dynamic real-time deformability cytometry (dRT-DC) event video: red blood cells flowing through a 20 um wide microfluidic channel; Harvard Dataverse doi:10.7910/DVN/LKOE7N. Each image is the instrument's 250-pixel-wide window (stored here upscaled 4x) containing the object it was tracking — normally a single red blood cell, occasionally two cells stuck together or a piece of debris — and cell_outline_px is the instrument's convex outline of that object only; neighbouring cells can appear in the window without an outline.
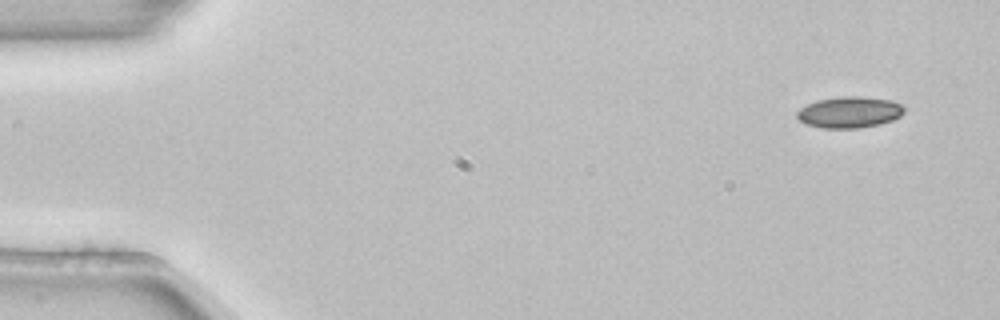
{"species": "common noctule bat (a hibernating species)", "species_latin": "Nyctalus noctula", "temperature_condition": "room temperature", "stored_images_in_passage": 3, "camera_frame_rate_fps": 3000, "um_per_image_px": 0.085, "animal": {"sex": "female", "body_mass_g": 22.7, "forearm_length_mm": 54.2}, "frame": {"image": 1, "passage_image": 1, "time_ms": 0.0, "image_size_px": [1000, 320], "cell_outline_px": [[904, 112], [900, 116], [892, 120], [880, 124], [860, 128], [820, 128], [804, 124], [796, 116], [796, 112], [800, 108], [816, 100], [844, 96], [864, 96], [892, 100], [900, 104], [904, 108]], "centroid_in_image_um": [72.19, 9.54], "position_along_channel_um": 12.8, "area_um2": 19.71}}